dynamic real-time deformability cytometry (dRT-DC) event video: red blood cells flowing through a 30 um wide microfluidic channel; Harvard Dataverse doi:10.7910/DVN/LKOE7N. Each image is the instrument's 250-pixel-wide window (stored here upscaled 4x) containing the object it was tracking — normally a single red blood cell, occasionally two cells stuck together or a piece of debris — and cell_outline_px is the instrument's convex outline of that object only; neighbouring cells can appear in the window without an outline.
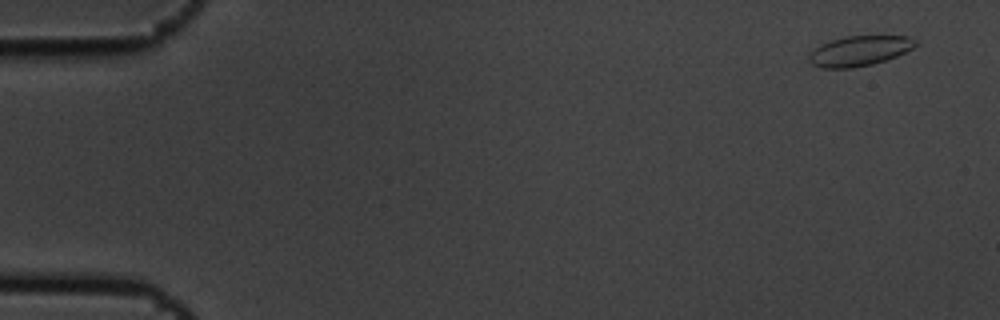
{"species": "common noctule bat (a hibernating species)", "species_latin": "Nyctalus noctula", "temperature_condition": "cold", "stored_images_in_passage": 5, "camera_frame_rate_fps": 3000, "um_per_image_px": 0.085, "animal": {"sex": "male", "body_mass_g": 19.5, "forearm_length_mm": 54.6}, "frame": {"image": 1, "passage_image": 1, "time_ms": 0.0, "image_size_px": [1000, 320], "cell_outline_px": [[920, 44], [896, 56], [872, 64], [852, 68], [820, 68], [812, 64], [808, 60], [808, 56], [820, 44], [844, 36], [908, 36], [916, 40]], "centroid_in_image_um": [73.05, 4.32], "position_along_channel_um": 12.0, "area_um2": 18.61}}
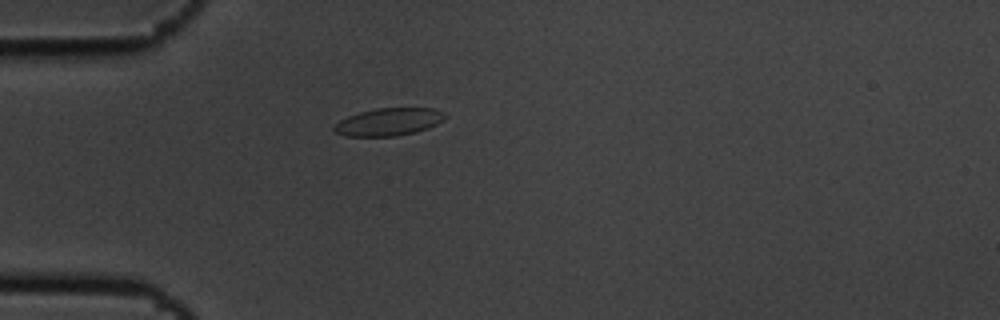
{"frame": {"image": 2, "passage_image": 5, "time_ms": 1.333, "image_size_px": [1000, 320], "cell_outline_px": [[448, 116], [444, 120], [428, 128], [416, 132], [396, 136], [344, 136], [336, 132], [332, 128], [340, 120], [348, 116], [360, 112], [376, 108], [436, 108], [444, 112]], "centroid_in_image_um": [33.08, 10.35], "position_along_channel_um": 51.9, "area_um2": 17.92}}